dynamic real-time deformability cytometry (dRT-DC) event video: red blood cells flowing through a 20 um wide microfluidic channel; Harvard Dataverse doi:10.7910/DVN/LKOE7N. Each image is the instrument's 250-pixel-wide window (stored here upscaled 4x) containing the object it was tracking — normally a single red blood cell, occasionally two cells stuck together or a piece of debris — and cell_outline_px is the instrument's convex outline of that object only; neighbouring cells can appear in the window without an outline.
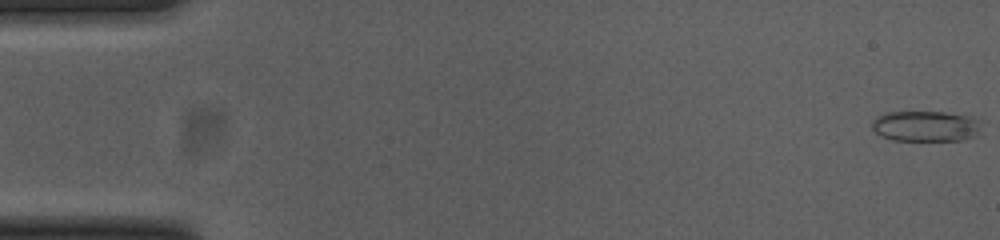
{"species": "common noctule bat (a hibernating species)", "species_latin": "Nyctalus noctula", "temperature_condition": "cold", "stored_images_in_passage": 55, "camera_frame_rate_fps": 3000, "um_per_image_px": 0.085, "animal": {"sex": "female", "body_mass_g": 23.0, "forearm_length_mm": 53.4}, "frame": {"image": 1, "passage_image": 1, "time_ms": 0.0, "image_size_px": [1000, 240], "cell_outline_px": [[984, 120], [976, 136], [964, 140], [892, 140], [880, 136], [872, 128], [872, 120], [876, 116], [888, 112], [944, 112], [976, 116]], "centroid_in_image_um": [78.75, 10.71], "position_along_channel_um": 6.2, "area_um2": 20.0}}
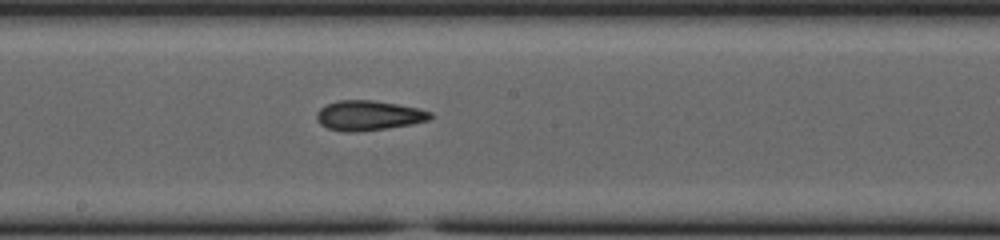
{"frame": {"image": 2, "passage_image": 30, "time_ms": 9.667, "image_size_px": [1000, 240], "cell_outline_px": [[432, 116], [428, 120], [412, 124], [388, 128], [356, 132], [348, 132], [328, 128], [320, 124], [316, 120], [316, 112], [320, 108], [336, 100], [372, 100], [396, 104], [416, 108], [432, 112]], "centroid_in_image_um": [31.3, 9.82], "position_along_channel_um": 216.9, "area_um2": 19.71}}
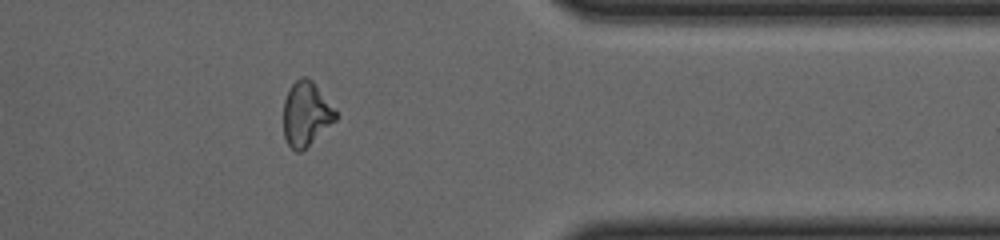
{"frame": {"image": 3, "passage_image": 45, "time_ms": 14.667, "image_size_px": [1000, 240], "cell_outline_px": [[336, 120], [300, 152], [296, 152], [288, 144], [284, 136], [284, 100], [292, 84], [300, 76], [308, 76], [312, 80], [336, 112]], "centroid_in_image_um": [25.99, 9.66], "position_along_channel_um": 385.4, "area_um2": 19.13}, "authors_computed_cell_mechanics": {"area_um2": 19.9988, "velocity_mm_per_s": 3.7094, "shape_relaxation_time_tau1_ms": 5.2771, "shape_relaxation_time_tau2_ms": 3.5605, "deformation_change_tau1": 0.1523, "deformation_change_tau2": 0.1211}}